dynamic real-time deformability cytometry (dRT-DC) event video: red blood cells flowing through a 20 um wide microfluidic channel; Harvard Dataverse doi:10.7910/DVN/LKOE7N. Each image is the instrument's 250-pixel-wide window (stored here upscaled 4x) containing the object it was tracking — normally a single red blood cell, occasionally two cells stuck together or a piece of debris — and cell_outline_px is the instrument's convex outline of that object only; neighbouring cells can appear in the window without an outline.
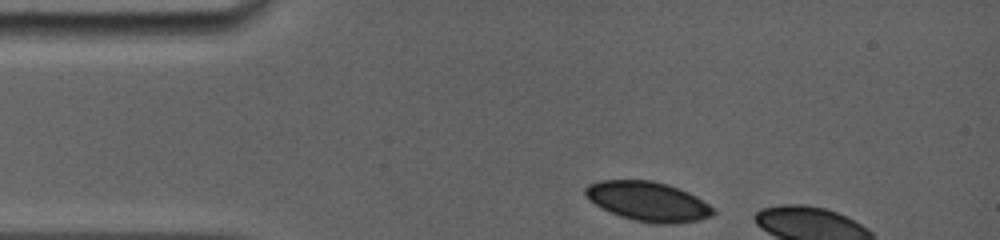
{"species": "common noctule bat (a hibernating species)", "species_latin": "Nyctalus noctula", "temperature_condition": "room temperature", "stored_images_in_passage": 4, "camera_frame_rate_fps": 5000, "um_per_image_px": 0.085, "animal": {"sex": "female", "body_mass_g": 19.0, "forearm_length_mm": 56.7}, "frame": {"image": 1, "passage_image": 1, "time_ms": 0.0, "image_size_px": [1000, 240], "cell_outline_px": [[716, 212], [712, 216], [700, 220], [672, 224], [652, 224], [620, 216], [596, 204], [584, 192], [584, 188], [588, 184], [600, 180], [652, 180], [668, 184], [688, 192], [696, 196], [708, 204]], "centroid_in_image_um": [55.12, 17.12], "position_along_channel_um": 29.9, "area_um2": 29.25}}